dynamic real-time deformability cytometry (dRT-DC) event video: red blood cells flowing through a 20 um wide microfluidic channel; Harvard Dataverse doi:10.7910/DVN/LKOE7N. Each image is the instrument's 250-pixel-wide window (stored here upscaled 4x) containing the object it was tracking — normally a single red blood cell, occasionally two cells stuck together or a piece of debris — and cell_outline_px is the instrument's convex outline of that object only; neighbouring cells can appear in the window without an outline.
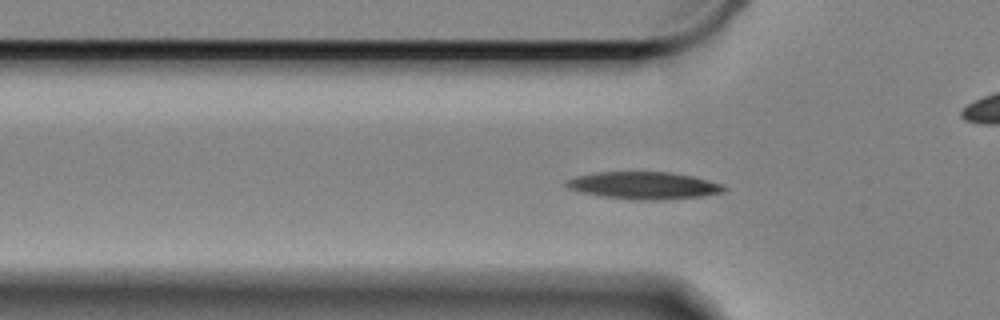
{"species": "Egyptian fruit bat (a non-hibernating species)", "species_latin": "Rousettus aegyptiacus", "temperature_condition": "cold", "stored_images_in_passage": 45, "camera_frame_rate_fps": 3000, "um_per_image_px": 0.085, "animal": {"sex": "female"}, "frame": {"image": 1, "passage_image": 3, "time_ms": 0.667, "image_size_px": [1000, 320], "cell_outline_px": [[728, 188], [724, 192], [704, 196], [664, 200], [640, 200], [600, 196], [580, 192], [568, 188], [564, 184], [564, 180], [576, 176], [596, 172], [672, 172], [692, 176], [708, 180], [720, 184]], "centroid_in_image_um": [54.71, 15.77], "position_along_channel_um": 71.1, "area_um2": 25.26}}
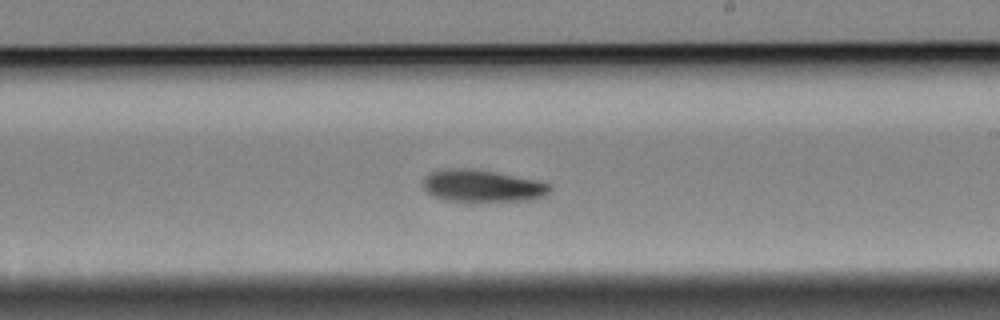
{"frame": {"image": 2, "passage_image": 19, "time_ms": 6.0, "image_size_px": [1000, 320], "cell_outline_px": [[552, 188], [544, 196], [528, 200], [448, 200], [432, 196], [424, 188], [420, 180], [428, 172], [440, 168], [472, 168], [496, 172], [536, 180], [552, 184]], "centroid_in_image_um": [40.93, 15.76], "position_along_channel_um": 248.1, "area_um2": 23.76}}
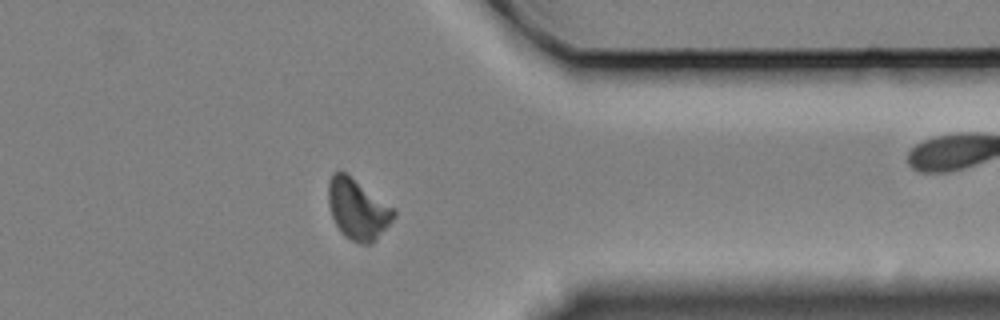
{"frame": {"image": 3, "passage_image": 32, "time_ms": 10.333, "image_size_px": [1000, 320], "cell_outline_px": [[396, 216], [376, 240], [372, 244], [360, 244], [344, 236], [340, 232], [332, 216], [328, 204], [328, 184], [332, 172], [344, 172], [396, 208]], "centroid_in_image_um": [30.42, 17.8], "position_along_channel_um": 381.0, "area_um2": 23.18}, "authors_computed_cell_mechanics": {"area_um2": 23.5824, "velocity_mm_per_s": 3.3087, "shape_relaxation_time_tau1_ms": 5.5805, "shape_relaxation_time_tau2_ms": null, "deformation_change_tau1": 0.1371, "deformation_change_tau2": null}}